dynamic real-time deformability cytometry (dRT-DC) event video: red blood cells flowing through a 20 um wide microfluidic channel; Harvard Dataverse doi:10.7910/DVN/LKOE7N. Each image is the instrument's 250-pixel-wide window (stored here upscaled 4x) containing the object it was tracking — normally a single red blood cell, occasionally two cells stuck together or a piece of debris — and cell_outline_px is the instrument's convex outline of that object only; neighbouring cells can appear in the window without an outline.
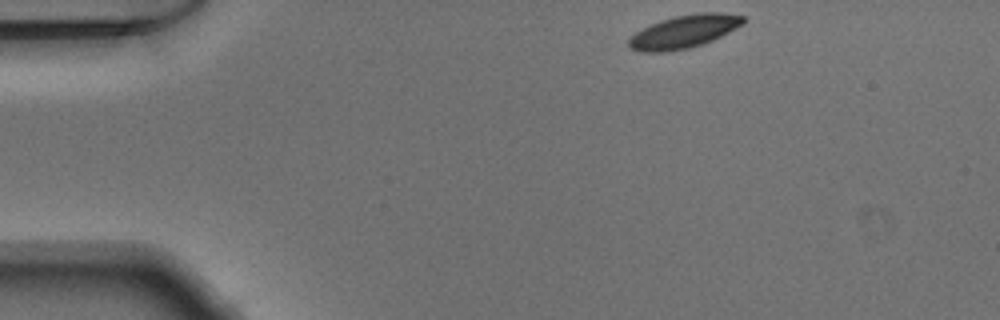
{"species": "Egyptian fruit bat (a non-hibernating species)", "species_latin": "Rousettus aegyptiacus", "temperature_condition": "warm", "stored_images_in_passage": 44, "camera_frame_rate_fps": 3000, "um_per_image_px": 0.085, "animal": {"sex": "male"}, "frame": {"image": 1, "passage_image": 1, "time_ms": 0.0, "image_size_px": [1000, 320], "cell_outline_px": [[744, 24], [712, 40], [688, 48], [664, 52], [640, 52], [628, 48], [628, 40], [636, 32], [660, 20], [676, 16], [700, 12], [720, 12], [744, 16]], "centroid_in_image_um": [58.13, 2.68], "position_along_channel_um": 26.9, "area_um2": 21.79}}
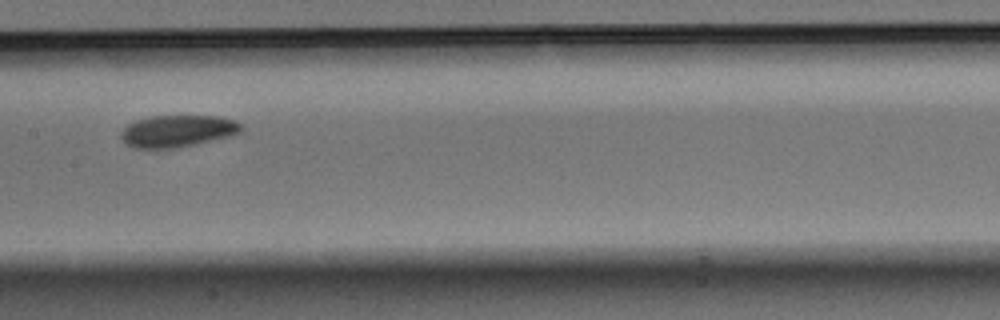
{"frame": {"image": 2, "passage_image": 19, "time_ms": 6.0, "image_size_px": [1000, 320], "cell_outline_px": [[244, 128], [240, 132], [228, 136], [180, 148], [132, 148], [120, 136], [120, 132], [128, 124], [136, 120], [148, 116], [220, 116], [236, 120]], "centroid_in_image_um": [15.09, 11.13], "position_along_channel_um": 192.3, "area_um2": 22.43}}
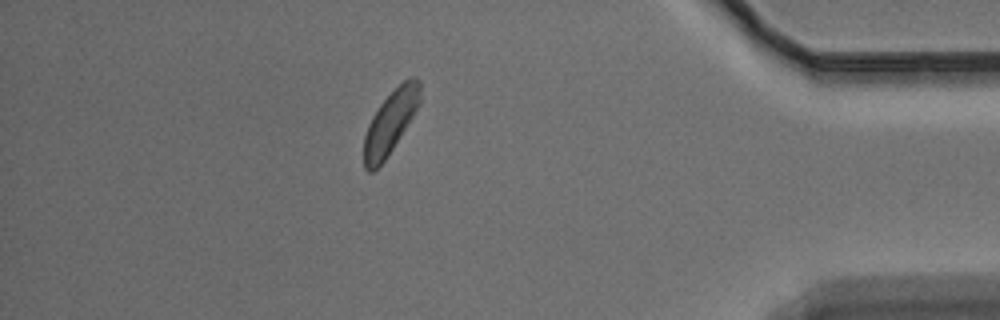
{"frame": {"image": 3, "passage_image": 38, "time_ms": 12.333, "image_size_px": [1000, 320], "cell_outline_px": [[420, 104], [392, 148], [384, 160], [372, 172], [368, 172], [364, 168], [364, 136], [368, 124], [372, 116], [380, 104], [404, 80], [412, 76], [416, 76], [420, 80]], "centroid_in_image_um": [33.18, 10.37], "position_along_channel_um": 402.0, "area_um2": 20.17}}